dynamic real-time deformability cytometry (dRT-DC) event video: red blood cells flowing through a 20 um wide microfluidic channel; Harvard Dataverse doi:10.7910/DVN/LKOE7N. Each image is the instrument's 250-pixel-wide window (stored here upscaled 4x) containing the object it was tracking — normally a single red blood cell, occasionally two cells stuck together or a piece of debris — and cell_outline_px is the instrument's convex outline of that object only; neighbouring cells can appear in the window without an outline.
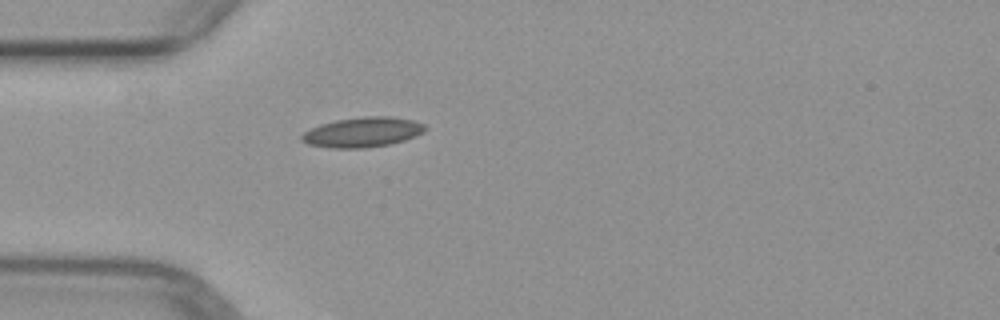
{"species": "common noctule bat (a hibernating species)", "species_latin": "Nyctalus noctula", "temperature_condition": "warm", "stored_images_in_passage": 4, "segment_of_instrument_passage": [2, 2], "camera_frame_rate_fps": 3000, "um_per_image_px": 0.085, "animal": {"sex": "female", "body_mass_g": 29.2, "forearm_length_mm": 56.3}, "frame": {"image": 1, "passage_image": 4, "time_ms": 5.0, "image_size_px": [1000, 320], "cell_outline_px": [[428, 128], [424, 132], [416, 136], [392, 144], [364, 148], [332, 148], [308, 144], [300, 140], [300, 136], [304, 132], [320, 124], [336, 120], [364, 116], [392, 116], [412, 120], [424, 124]], "centroid_in_image_um": [30.84, 11.23], "position_along_channel_um": 54.2, "area_um2": 21.68}}